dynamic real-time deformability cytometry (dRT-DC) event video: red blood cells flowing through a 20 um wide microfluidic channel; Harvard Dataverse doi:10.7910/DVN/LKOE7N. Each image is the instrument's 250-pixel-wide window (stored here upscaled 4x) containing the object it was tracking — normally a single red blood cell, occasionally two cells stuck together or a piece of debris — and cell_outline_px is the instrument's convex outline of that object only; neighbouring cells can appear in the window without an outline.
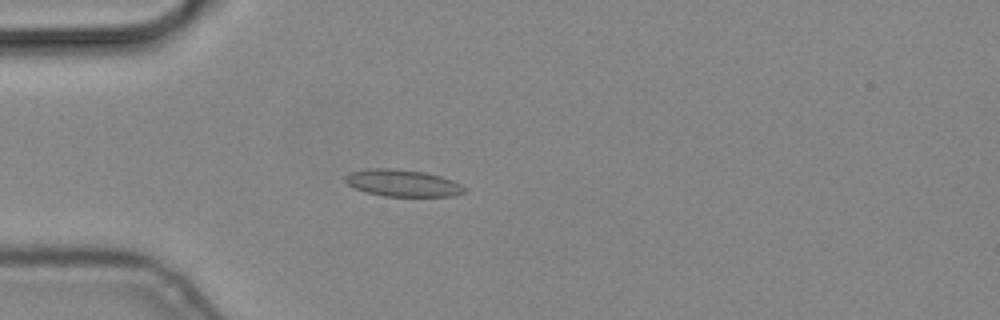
{"species": "common noctule bat (a hibernating species)", "species_latin": "Nyctalus noctula", "temperature_condition": "cold", "stored_images_in_passage": 4, "camera_frame_rate_fps": 3000, "um_per_image_px": 0.085, "animal": {"sex": "male", "body_mass_g": 19.2, "forearm_length_mm": 51.8}, "frame": {"image": 1, "passage_image": 4, "time_ms": 1.0, "image_size_px": [1000, 320], "cell_outline_px": [[468, 192], [452, 196], [384, 196], [368, 192], [356, 188], [348, 184], [344, 180], [344, 176], [348, 172], [372, 168], [388, 168], [424, 172], [440, 176], [452, 180], [468, 188]], "centroid_in_image_um": [34.25, 15.56], "position_along_channel_um": 50.7, "area_um2": 18.67}}